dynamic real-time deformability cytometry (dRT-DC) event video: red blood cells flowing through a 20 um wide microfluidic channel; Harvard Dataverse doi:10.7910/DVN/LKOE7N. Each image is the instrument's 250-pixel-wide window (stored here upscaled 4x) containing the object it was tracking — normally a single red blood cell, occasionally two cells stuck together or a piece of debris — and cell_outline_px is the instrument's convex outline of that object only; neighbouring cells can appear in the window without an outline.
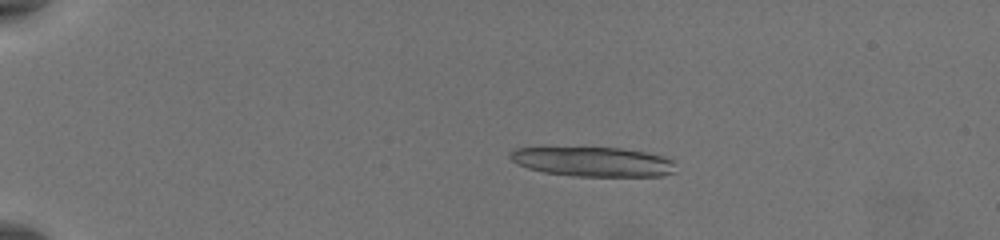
{"species": "common noctule bat (a hibernating species)", "species_latin": "Nyctalus noctula", "temperature_condition": "warm", "stored_images_in_passage": 25, "camera_frame_rate_fps": 3000, "um_per_image_px": 0.085, "animal": {"sex": "female", "body_mass_g": 19.5, "forearm_length_mm": 54.1}, "frame": {"image": 1, "passage_image": 14, "time_ms": 4.333, "image_size_px": [1000, 240], "cell_outline_px": [[676, 172], [664, 176], [572, 176], [544, 172], [528, 168], [516, 164], [508, 156], [508, 152], [516, 148], [544, 144], [620, 148], [648, 152], [672, 160]], "centroid_in_image_um": [50.26, 13.69], "position_along_channel_um": 34.7, "area_um2": 30.0}}
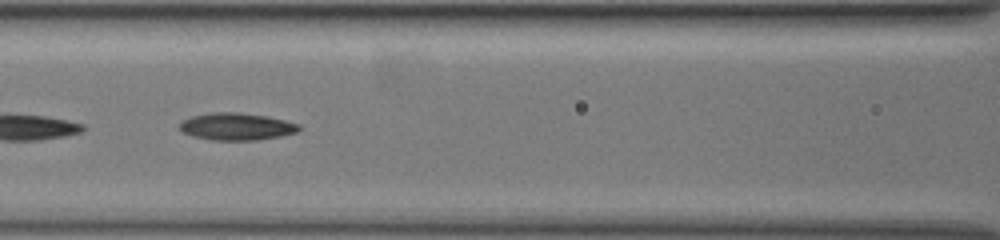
{"frame": {"image": 2, "passage_image": 24, "time_ms": 7.667, "image_size_px": [1000, 240], "cell_outline_px": [[300, 128], [296, 132], [280, 136], [260, 140], [212, 140], [192, 136], [180, 132], [180, 124], [184, 120], [192, 116], [212, 112], [240, 112], [268, 116], [300, 124]], "centroid_in_image_um": [20.1, 10.75], "position_along_channel_um": 146.5, "area_um2": 19.02}}